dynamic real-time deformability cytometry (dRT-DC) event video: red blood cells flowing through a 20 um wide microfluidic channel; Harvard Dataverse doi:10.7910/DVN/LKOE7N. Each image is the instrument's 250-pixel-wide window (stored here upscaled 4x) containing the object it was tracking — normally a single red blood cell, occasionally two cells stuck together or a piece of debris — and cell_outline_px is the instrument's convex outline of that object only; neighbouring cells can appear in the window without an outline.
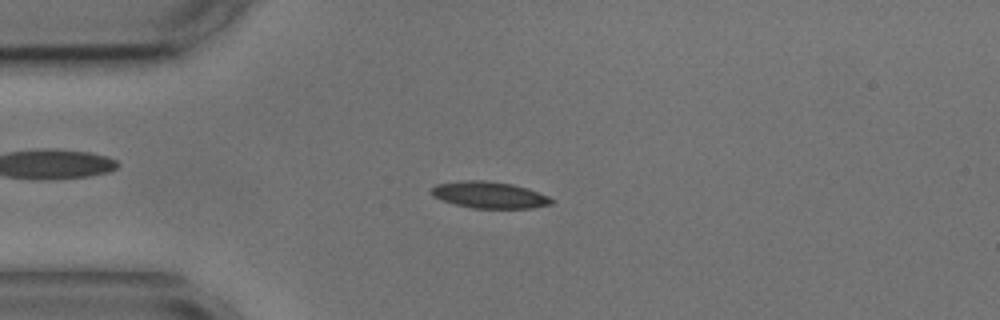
{"species": "common noctule bat (a hibernating species)", "species_latin": "Nyctalus noctula", "temperature_condition": "cold", "stored_images_in_passage": 54, "camera_frame_rate_fps": 3000, "um_per_image_px": 0.085, "animal": {"sex": "male", "body_mass_g": 17.9, "forearm_length_mm": 54.2}, "frame": {"image": 1, "passage_image": 12, "time_ms": 3.667, "image_size_px": [1000, 320], "cell_outline_px": [[556, 200], [552, 204], [532, 208], [472, 208], [456, 204], [432, 196], [432, 188], [436, 184], [464, 180], [488, 180], [512, 184], [528, 188], [548, 196]], "centroid_in_image_um": [41.64, 16.56], "position_along_channel_um": 43.4, "area_um2": 18.61}}
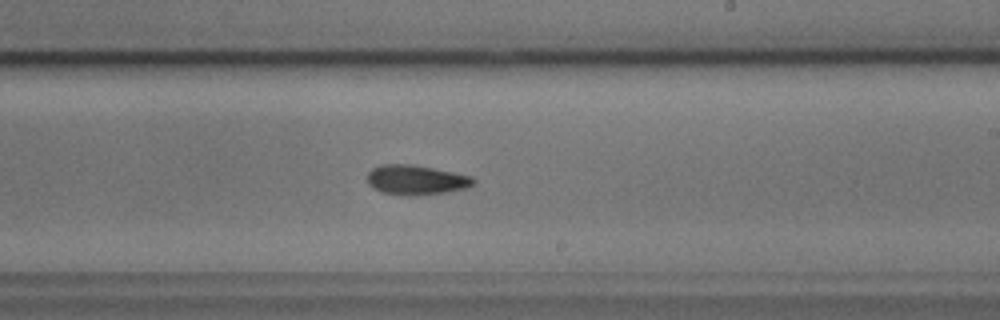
{"frame": {"image": 2, "passage_image": 31, "time_ms": 10.0, "image_size_px": [1000, 320], "cell_outline_px": [[476, 184], [464, 188], [444, 192], [416, 196], [412, 196], [380, 192], [372, 188], [368, 184], [368, 172], [372, 168], [380, 164], [412, 164], [472, 176], [476, 180]], "centroid_in_image_um": [35.34, 15.29], "position_along_channel_um": 253.7, "area_um2": 18.44}}
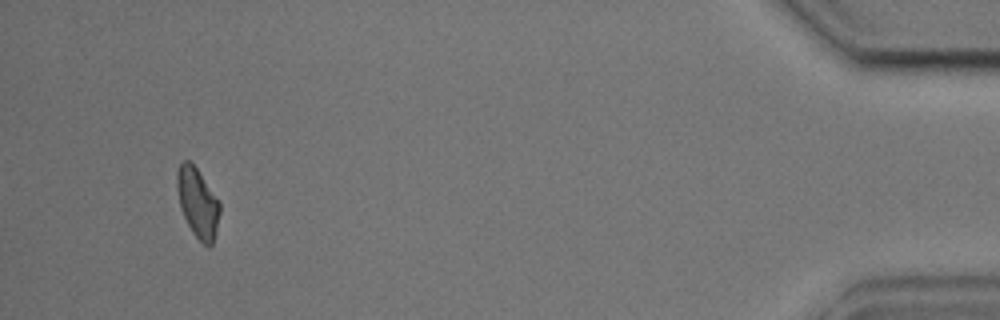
{"frame": {"image": 3, "passage_image": 51, "time_ms": 16.667, "image_size_px": [1000, 320], "cell_outline_px": [[220, 212], [216, 232], [212, 244], [208, 248], [192, 232], [180, 208], [176, 188], [176, 172], [180, 164], [184, 160], [188, 160], [196, 168], [220, 200]], "centroid_in_image_um": [16.8, 17.23], "position_along_channel_um": 418.4, "area_um2": 17.4}, "authors_computed_cell_mechanics": {"area_um2": 17.9758, "velocity_mm_per_s": 3.5914, "shape_relaxation_time_tau1_ms": 7.2602, "shape_relaxation_time_tau2_ms": 9.4253, "deformation_change_tau1": 0.1388, "deformation_change_tau2": 0.1713}}